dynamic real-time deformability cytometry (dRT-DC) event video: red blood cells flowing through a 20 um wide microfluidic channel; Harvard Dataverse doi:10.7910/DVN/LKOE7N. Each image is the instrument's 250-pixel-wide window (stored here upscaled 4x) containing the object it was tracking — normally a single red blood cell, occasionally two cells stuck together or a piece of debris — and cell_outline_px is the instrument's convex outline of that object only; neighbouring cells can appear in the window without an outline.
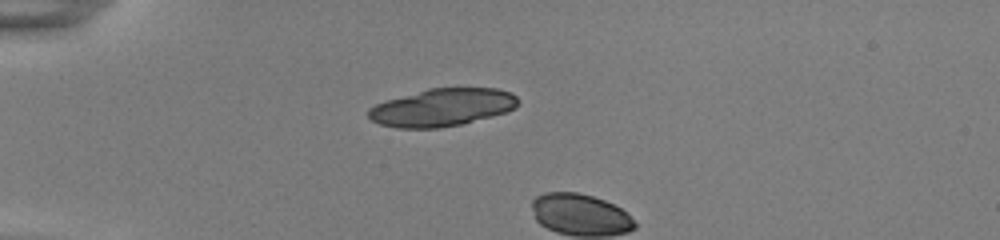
{"species": "common noctule bat (a hibernating species)", "species_latin": "Nyctalus noctula", "temperature_condition": "room temperature", "stored_images_in_passage": 3, "camera_frame_rate_fps": 3000, "um_per_image_px": 0.085, "animal": {"sex": "female", "body_mass_g": 22.0, "forearm_length_mm": 56.7}, "frame": {"image": 1, "passage_image": 1, "time_ms": 0.0, "image_size_px": [1000, 240], "cell_outline_px": [[520, 104], [516, 108], [492, 116], [460, 124], [440, 128], [396, 128], [380, 124], [372, 120], [368, 116], [368, 108], [376, 104], [388, 100], [428, 88], [496, 88], [512, 92], [520, 100]], "centroid_in_image_um": [37.62, 9.13], "position_along_channel_um": 47.4, "area_um2": 32.83}}